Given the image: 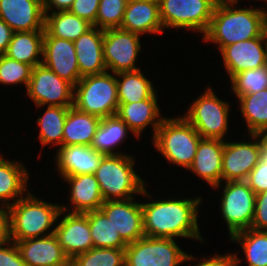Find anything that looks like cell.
<instances>
[{
  "mask_svg": "<svg viewBox=\"0 0 267 266\" xmlns=\"http://www.w3.org/2000/svg\"><path fill=\"white\" fill-rule=\"evenodd\" d=\"M43 38L44 30L14 32L4 54L35 67L42 64Z\"/></svg>",
  "mask_w": 267,
  "mask_h": 266,
  "instance_id": "obj_30",
  "label": "cell"
},
{
  "mask_svg": "<svg viewBox=\"0 0 267 266\" xmlns=\"http://www.w3.org/2000/svg\"><path fill=\"white\" fill-rule=\"evenodd\" d=\"M249 142L224 141L222 182L245 181L262 158V144L256 134L248 135Z\"/></svg>",
  "mask_w": 267,
  "mask_h": 266,
  "instance_id": "obj_13",
  "label": "cell"
},
{
  "mask_svg": "<svg viewBox=\"0 0 267 266\" xmlns=\"http://www.w3.org/2000/svg\"><path fill=\"white\" fill-rule=\"evenodd\" d=\"M256 135L262 144V155H267V128L260 130Z\"/></svg>",
  "mask_w": 267,
  "mask_h": 266,
  "instance_id": "obj_48",
  "label": "cell"
},
{
  "mask_svg": "<svg viewBox=\"0 0 267 266\" xmlns=\"http://www.w3.org/2000/svg\"><path fill=\"white\" fill-rule=\"evenodd\" d=\"M225 70L231 79L242 71L267 65V37L236 42L220 50Z\"/></svg>",
  "mask_w": 267,
  "mask_h": 266,
  "instance_id": "obj_15",
  "label": "cell"
},
{
  "mask_svg": "<svg viewBox=\"0 0 267 266\" xmlns=\"http://www.w3.org/2000/svg\"><path fill=\"white\" fill-rule=\"evenodd\" d=\"M60 218L62 219L55 225L54 234L70 260L93 248L88 217L84 213H70L61 210L58 219Z\"/></svg>",
  "mask_w": 267,
  "mask_h": 266,
  "instance_id": "obj_14",
  "label": "cell"
},
{
  "mask_svg": "<svg viewBox=\"0 0 267 266\" xmlns=\"http://www.w3.org/2000/svg\"><path fill=\"white\" fill-rule=\"evenodd\" d=\"M251 229L267 231V191L261 192L255 197L254 217Z\"/></svg>",
  "mask_w": 267,
  "mask_h": 266,
  "instance_id": "obj_42",
  "label": "cell"
},
{
  "mask_svg": "<svg viewBox=\"0 0 267 266\" xmlns=\"http://www.w3.org/2000/svg\"><path fill=\"white\" fill-rule=\"evenodd\" d=\"M26 266H70L56 235L15 242Z\"/></svg>",
  "mask_w": 267,
  "mask_h": 266,
  "instance_id": "obj_19",
  "label": "cell"
},
{
  "mask_svg": "<svg viewBox=\"0 0 267 266\" xmlns=\"http://www.w3.org/2000/svg\"><path fill=\"white\" fill-rule=\"evenodd\" d=\"M29 172L24 164L0 155V206L9 207L28 193ZM13 200L12 203L9 200Z\"/></svg>",
  "mask_w": 267,
  "mask_h": 266,
  "instance_id": "obj_26",
  "label": "cell"
},
{
  "mask_svg": "<svg viewBox=\"0 0 267 266\" xmlns=\"http://www.w3.org/2000/svg\"><path fill=\"white\" fill-rule=\"evenodd\" d=\"M100 0H74L69 11L80 18L88 20L96 27V17L98 14Z\"/></svg>",
  "mask_w": 267,
  "mask_h": 266,
  "instance_id": "obj_41",
  "label": "cell"
},
{
  "mask_svg": "<svg viewBox=\"0 0 267 266\" xmlns=\"http://www.w3.org/2000/svg\"><path fill=\"white\" fill-rule=\"evenodd\" d=\"M120 28L142 36L145 33L156 36L163 33L159 1L127 3Z\"/></svg>",
  "mask_w": 267,
  "mask_h": 266,
  "instance_id": "obj_24",
  "label": "cell"
},
{
  "mask_svg": "<svg viewBox=\"0 0 267 266\" xmlns=\"http://www.w3.org/2000/svg\"><path fill=\"white\" fill-rule=\"evenodd\" d=\"M262 157L267 161V155H262Z\"/></svg>",
  "mask_w": 267,
  "mask_h": 266,
  "instance_id": "obj_50",
  "label": "cell"
},
{
  "mask_svg": "<svg viewBox=\"0 0 267 266\" xmlns=\"http://www.w3.org/2000/svg\"><path fill=\"white\" fill-rule=\"evenodd\" d=\"M222 182L213 188L223 187L220 212L228 227L229 237L251 228L256 194L246 181ZM222 185V186H220Z\"/></svg>",
  "mask_w": 267,
  "mask_h": 266,
  "instance_id": "obj_10",
  "label": "cell"
},
{
  "mask_svg": "<svg viewBox=\"0 0 267 266\" xmlns=\"http://www.w3.org/2000/svg\"><path fill=\"white\" fill-rule=\"evenodd\" d=\"M26 91L37 107L73 106L74 86L44 64L33 67Z\"/></svg>",
  "mask_w": 267,
  "mask_h": 266,
  "instance_id": "obj_11",
  "label": "cell"
},
{
  "mask_svg": "<svg viewBox=\"0 0 267 266\" xmlns=\"http://www.w3.org/2000/svg\"><path fill=\"white\" fill-rule=\"evenodd\" d=\"M10 240L9 210L8 207L0 206V245Z\"/></svg>",
  "mask_w": 267,
  "mask_h": 266,
  "instance_id": "obj_45",
  "label": "cell"
},
{
  "mask_svg": "<svg viewBox=\"0 0 267 266\" xmlns=\"http://www.w3.org/2000/svg\"><path fill=\"white\" fill-rule=\"evenodd\" d=\"M126 5V0H100L96 27L101 30L120 28Z\"/></svg>",
  "mask_w": 267,
  "mask_h": 266,
  "instance_id": "obj_39",
  "label": "cell"
},
{
  "mask_svg": "<svg viewBox=\"0 0 267 266\" xmlns=\"http://www.w3.org/2000/svg\"><path fill=\"white\" fill-rule=\"evenodd\" d=\"M157 100L146 99L133 103L119 104L117 115L128 125L137 138L148 126H153L152 137L154 138L161 122L166 118L161 117Z\"/></svg>",
  "mask_w": 267,
  "mask_h": 266,
  "instance_id": "obj_25",
  "label": "cell"
},
{
  "mask_svg": "<svg viewBox=\"0 0 267 266\" xmlns=\"http://www.w3.org/2000/svg\"><path fill=\"white\" fill-rule=\"evenodd\" d=\"M25 195L8 207L10 240L14 242L51 235L55 231L51 227L59 220L61 205L43 201L30 191Z\"/></svg>",
  "mask_w": 267,
  "mask_h": 266,
  "instance_id": "obj_3",
  "label": "cell"
},
{
  "mask_svg": "<svg viewBox=\"0 0 267 266\" xmlns=\"http://www.w3.org/2000/svg\"><path fill=\"white\" fill-rule=\"evenodd\" d=\"M201 197L141 203L144 235L156 238H190L204 242L198 227ZM176 237V238H175Z\"/></svg>",
  "mask_w": 267,
  "mask_h": 266,
  "instance_id": "obj_1",
  "label": "cell"
},
{
  "mask_svg": "<svg viewBox=\"0 0 267 266\" xmlns=\"http://www.w3.org/2000/svg\"><path fill=\"white\" fill-rule=\"evenodd\" d=\"M84 214L88 217L93 247L115 249L127 247L112 222L101 209L88 211Z\"/></svg>",
  "mask_w": 267,
  "mask_h": 266,
  "instance_id": "obj_32",
  "label": "cell"
},
{
  "mask_svg": "<svg viewBox=\"0 0 267 266\" xmlns=\"http://www.w3.org/2000/svg\"><path fill=\"white\" fill-rule=\"evenodd\" d=\"M140 36L122 28L104 30L103 59L107 71L117 74L140 69L135 65L141 50Z\"/></svg>",
  "mask_w": 267,
  "mask_h": 266,
  "instance_id": "obj_12",
  "label": "cell"
},
{
  "mask_svg": "<svg viewBox=\"0 0 267 266\" xmlns=\"http://www.w3.org/2000/svg\"><path fill=\"white\" fill-rule=\"evenodd\" d=\"M42 64L73 86L82 78L73 41L44 37Z\"/></svg>",
  "mask_w": 267,
  "mask_h": 266,
  "instance_id": "obj_17",
  "label": "cell"
},
{
  "mask_svg": "<svg viewBox=\"0 0 267 266\" xmlns=\"http://www.w3.org/2000/svg\"><path fill=\"white\" fill-rule=\"evenodd\" d=\"M100 209L107 215L126 244L145 236L141 203L136 202L134 198L104 201Z\"/></svg>",
  "mask_w": 267,
  "mask_h": 266,
  "instance_id": "obj_16",
  "label": "cell"
},
{
  "mask_svg": "<svg viewBox=\"0 0 267 266\" xmlns=\"http://www.w3.org/2000/svg\"><path fill=\"white\" fill-rule=\"evenodd\" d=\"M257 195L267 191V161L262 157L245 180Z\"/></svg>",
  "mask_w": 267,
  "mask_h": 266,
  "instance_id": "obj_40",
  "label": "cell"
},
{
  "mask_svg": "<svg viewBox=\"0 0 267 266\" xmlns=\"http://www.w3.org/2000/svg\"><path fill=\"white\" fill-rule=\"evenodd\" d=\"M33 67L0 54V84H24L27 88Z\"/></svg>",
  "mask_w": 267,
  "mask_h": 266,
  "instance_id": "obj_38",
  "label": "cell"
},
{
  "mask_svg": "<svg viewBox=\"0 0 267 266\" xmlns=\"http://www.w3.org/2000/svg\"><path fill=\"white\" fill-rule=\"evenodd\" d=\"M70 266H125V249L93 247L70 260Z\"/></svg>",
  "mask_w": 267,
  "mask_h": 266,
  "instance_id": "obj_36",
  "label": "cell"
},
{
  "mask_svg": "<svg viewBox=\"0 0 267 266\" xmlns=\"http://www.w3.org/2000/svg\"><path fill=\"white\" fill-rule=\"evenodd\" d=\"M201 259L193 266H238L240 264V258L237 257V253L214 254L212 257H202Z\"/></svg>",
  "mask_w": 267,
  "mask_h": 266,
  "instance_id": "obj_44",
  "label": "cell"
},
{
  "mask_svg": "<svg viewBox=\"0 0 267 266\" xmlns=\"http://www.w3.org/2000/svg\"><path fill=\"white\" fill-rule=\"evenodd\" d=\"M237 98L248 133L257 134L260 130L267 128V88Z\"/></svg>",
  "mask_w": 267,
  "mask_h": 266,
  "instance_id": "obj_33",
  "label": "cell"
},
{
  "mask_svg": "<svg viewBox=\"0 0 267 266\" xmlns=\"http://www.w3.org/2000/svg\"><path fill=\"white\" fill-rule=\"evenodd\" d=\"M134 163V157L128 154L103 156L94 175L104 201L128 200L136 194L152 197L145 181L135 172Z\"/></svg>",
  "mask_w": 267,
  "mask_h": 266,
  "instance_id": "obj_4",
  "label": "cell"
},
{
  "mask_svg": "<svg viewBox=\"0 0 267 266\" xmlns=\"http://www.w3.org/2000/svg\"><path fill=\"white\" fill-rule=\"evenodd\" d=\"M230 240L242 246L248 266H267V231L250 228L233 234Z\"/></svg>",
  "mask_w": 267,
  "mask_h": 266,
  "instance_id": "obj_34",
  "label": "cell"
},
{
  "mask_svg": "<svg viewBox=\"0 0 267 266\" xmlns=\"http://www.w3.org/2000/svg\"><path fill=\"white\" fill-rule=\"evenodd\" d=\"M74 0H42L44 14L57 11L69 10ZM55 8V10H53Z\"/></svg>",
  "mask_w": 267,
  "mask_h": 266,
  "instance_id": "obj_46",
  "label": "cell"
},
{
  "mask_svg": "<svg viewBox=\"0 0 267 266\" xmlns=\"http://www.w3.org/2000/svg\"><path fill=\"white\" fill-rule=\"evenodd\" d=\"M70 107L47 106L42 116L37 118L40 127L39 140L42 146L55 144L62 146L63 128Z\"/></svg>",
  "mask_w": 267,
  "mask_h": 266,
  "instance_id": "obj_35",
  "label": "cell"
},
{
  "mask_svg": "<svg viewBox=\"0 0 267 266\" xmlns=\"http://www.w3.org/2000/svg\"><path fill=\"white\" fill-rule=\"evenodd\" d=\"M230 104L216 96L214 90L208 88L197 99L193 100L182 115L202 138L224 140L229 128Z\"/></svg>",
  "mask_w": 267,
  "mask_h": 266,
  "instance_id": "obj_7",
  "label": "cell"
},
{
  "mask_svg": "<svg viewBox=\"0 0 267 266\" xmlns=\"http://www.w3.org/2000/svg\"><path fill=\"white\" fill-rule=\"evenodd\" d=\"M73 106L99 118L117 114L119 101L116 74L107 71L83 76L74 86Z\"/></svg>",
  "mask_w": 267,
  "mask_h": 266,
  "instance_id": "obj_6",
  "label": "cell"
},
{
  "mask_svg": "<svg viewBox=\"0 0 267 266\" xmlns=\"http://www.w3.org/2000/svg\"><path fill=\"white\" fill-rule=\"evenodd\" d=\"M239 0H218L210 25L202 36L206 42L218 45L221 50L243 40L267 37V10L262 8H240Z\"/></svg>",
  "mask_w": 267,
  "mask_h": 266,
  "instance_id": "obj_2",
  "label": "cell"
},
{
  "mask_svg": "<svg viewBox=\"0 0 267 266\" xmlns=\"http://www.w3.org/2000/svg\"><path fill=\"white\" fill-rule=\"evenodd\" d=\"M223 151V140L201 138L195 159L188 170L204 179L213 189L222 182Z\"/></svg>",
  "mask_w": 267,
  "mask_h": 266,
  "instance_id": "obj_21",
  "label": "cell"
},
{
  "mask_svg": "<svg viewBox=\"0 0 267 266\" xmlns=\"http://www.w3.org/2000/svg\"><path fill=\"white\" fill-rule=\"evenodd\" d=\"M0 19L14 32L44 30L42 0H0Z\"/></svg>",
  "mask_w": 267,
  "mask_h": 266,
  "instance_id": "obj_18",
  "label": "cell"
},
{
  "mask_svg": "<svg viewBox=\"0 0 267 266\" xmlns=\"http://www.w3.org/2000/svg\"><path fill=\"white\" fill-rule=\"evenodd\" d=\"M128 132L134 134L117 114L101 118L90 146L104 156L123 155L115 149L125 141Z\"/></svg>",
  "mask_w": 267,
  "mask_h": 266,
  "instance_id": "obj_28",
  "label": "cell"
},
{
  "mask_svg": "<svg viewBox=\"0 0 267 266\" xmlns=\"http://www.w3.org/2000/svg\"><path fill=\"white\" fill-rule=\"evenodd\" d=\"M50 13L45 14L44 37H56L74 42L93 27L88 20L72 14L69 10Z\"/></svg>",
  "mask_w": 267,
  "mask_h": 266,
  "instance_id": "obj_29",
  "label": "cell"
},
{
  "mask_svg": "<svg viewBox=\"0 0 267 266\" xmlns=\"http://www.w3.org/2000/svg\"><path fill=\"white\" fill-rule=\"evenodd\" d=\"M63 180L69 184L70 205L69 207L61 205V210L70 213H85L101 208L104 200L98 181L94 174H80L76 176L63 177ZM69 208V209H68Z\"/></svg>",
  "mask_w": 267,
  "mask_h": 266,
  "instance_id": "obj_23",
  "label": "cell"
},
{
  "mask_svg": "<svg viewBox=\"0 0 267 266\" xmlns=\"http://www.w3.org/2000/svg\"><path fill=\"white\" fill-rule=\"evenodd\" d=\"M14 31L10 26L0 19V54H4L9 46Z\"/></svg>",
  "mask_w": 267,
  "mask_h": 266,
  "instance_id": "obj_47",
  "label": "cell"
},
{
  "mask_svg": "<svg viewBox=\"0 0 267 266\" xmlns=\"http://www.w3.org/2000/svg\"><path fill=\"white\" fill-rule=\"evenodd\" d=\"M101 118L70 107L63 128L62 146H90Z\"/></svg>",
  "mask_w": 267,
  "mask_h": 266,
  "instance_id": "obj_27",
  "label": "cell"
},
{
  "mask_svg": "<svg viewBox=\"0 0 267 266\" xmlns=\"http://www.w3.org/2000/svg\"><path fill=\"white\" fill-rule=\"evenodd\" d=\"M196 259L169 238L144 236L125 248V266H179Z\"/></svg>",
  "mask_w": 267,
  "mask_h": 266,
  "instance_id": "obj_8",
  "label": "cell"
},
{
  "mask_svg": "<svg viewBox=\"0 0 267 266\" xmlns=\"http://www.w3.org/2000/svg\"><path fill=\"white\" fill-rule=\"evenodd\" d=\"M201 138L196 129L180 116L165 118L152 142L168 162L188 170L195 159Z\"/></svg>",
  "mask_w": 267,
  "mask_h": 266,
  "instance_id": "obj_5",
  "label": "cell"
},
{
  "mask_svg": "<svg viewBox=\"0 0 267 266\" xmlns=\"http://www.w3.org/2000/svg\"><path fill=\"white\" fill-rule=\"evenodd\" d=\"M236 97L253 94L267 88V65L242 71L230 79Z\"/></svg>",
  "mask_w": 267,
  "mask_h": 266,
  "instance_id": "obj_37",
  "label": "cell"
},
{
  "mask_svg": "<svg viewBox=\"0 0 267 266\" xmlns=\"http://www.w3.org/2000/svg\"><path fill=\"white\" fill-rule=\"evenodd\" d=\"M91 146L69 145L57 149L55 166L60 177L94 174L103 158Z\"/></svg>",
  "mask_w": 267,
  "mask_h": 266,
  "instance_id": "obj_20",
  "label": "cell"
},
{
  "mask_svg": "<svg viewBox=\"0 0 267 266\" xmlns=\"http://www.w3.org/2000/svg\"><path fill=\"white\" fill-rule=\"evenodd\" d=\"M104 30L93 26L75 41V51L80 75H94L107 72L103 59Z\"/></svg>",
  "mask_w": 267,
  "mask_h": 266,
  "instance_id": "obj_22",
  "label": "cell"
},
{
  "mask_svg": "<svg viewBox=\"0 0 267 266\" xmlns=\"http://www.w3.org/2000/svg\"><path fill=\"white\" fill-rule=\"evenodd\" d=\"M164 29H189L205 34L218 0H158Z\"/></svg>",
  "mask_w": 267,
  "mask_h": 266,
  "instance_id": "obj_9",
  "label": "cell"
},
{
  "mask_svg": "<svg viewBox=\"0 0 267 266\" xmlns=\"http://www.w3.org/2000/svg\"><path fill=\"white\" fill-rule=\"evenodd\" d=\"M142 1H148V0H126L127 3L142 2Z\"/></svg>",
  "mask_w": 267,
  "mask_h": 266,
  "instance_id": "obj_49",
  "label": "cell"
},
{
  "mask_svg": "<svg viewBox=\"0 0 267 266\" xmlns=\"http://www.w3.org/2000/svg\"><path fill=\"white\" fill-rule=\"evenodd\" d=\"M116 81L119 104L158 98L155 87L143 75L141 69L117 73Z\"/></svg>",
  "mask_w": 267,
  "mask_h": 266,
  "instance_id": "obj_31",
  "label": "cell"
},
{
  "mask_svg": "<svg viewBox=\"0 0 267 266\" xmlns=\"http://www.w3.org/2000/svg\"><path fill=\"white\" fill-rule=\"evenodd\" d=\"M0 266H26L14 241L0 245Z\"/></svg>",
  "mask_w": 267,
  "mask_h": 266,
  "instance_id": "obj_43",
  "label": "cell"
}]
</instances>
